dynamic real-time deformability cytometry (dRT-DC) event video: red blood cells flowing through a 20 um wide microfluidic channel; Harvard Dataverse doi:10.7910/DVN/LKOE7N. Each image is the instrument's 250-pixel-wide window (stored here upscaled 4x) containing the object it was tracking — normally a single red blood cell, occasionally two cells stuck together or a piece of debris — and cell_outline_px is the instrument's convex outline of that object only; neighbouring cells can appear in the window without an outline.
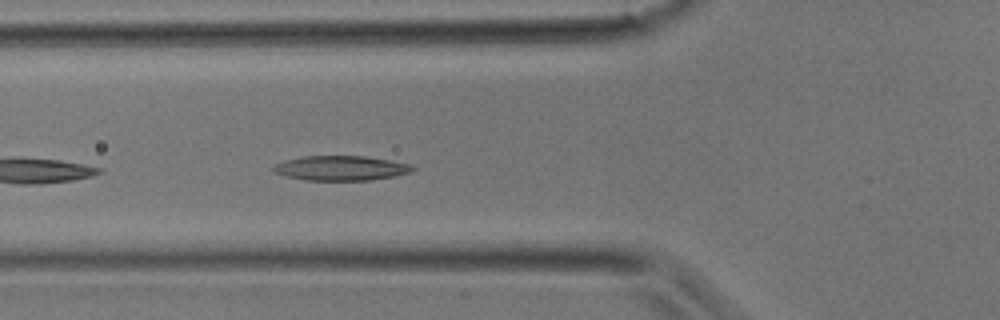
{"species": "common noctule bat (a hibernating species)", "species_latin": "Nyctalus noctula", "temperature_condition": "room temperature", "stored_images_in_passage": 20, "camera_frame_rate_fps": 3000, "um_per_image_px": 0.085, "animal": {"sex": "male", "body_mass_g": 17.9}, "frame": {"image": 1, "passage_image": 12, "time_ms": 3.667, "image_size_px": [1000, 320], "cell_outline_px": [[416, 168], [412, 172], [396, 176], [372, 180], [304, 180], [288, 176], [276, 172], [272, 168], [276, 164], [284, 160], [304, 156], [364, 156], [412, 164]], "centroid_in_image_um": [29.04, 14.29], "position_along_channel_um": 96.8, "area_um2": 20.0}}
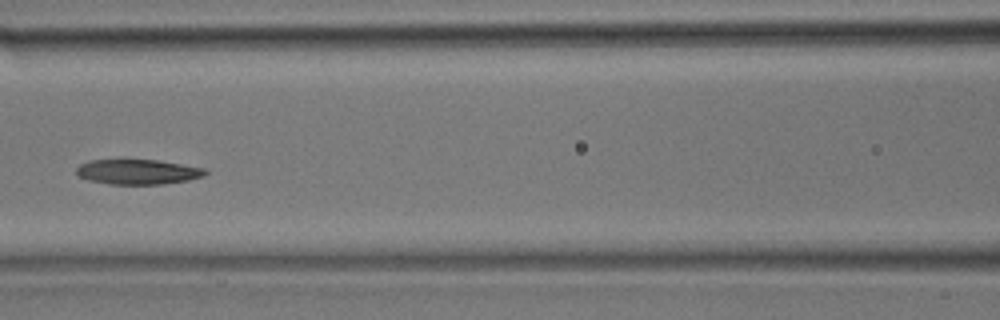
{"frame": {"image": 2, "passage_image": 15, "time_ms": 4.667, "image_size_px": [1000, 320], "cell_outline_px": [[208, 172], [204, 176], [188, 180], [164, 184], [108, 184], [88, 180], [76, 176], [76, 168], [80, 164], [88, 160], [120, 156], [124, 156], [160, 160], [204, 168]], "centroid_in_image_um": [11.62, 14.54], "position_along_channel_um": 155.0, "area_um2": 20.0}}
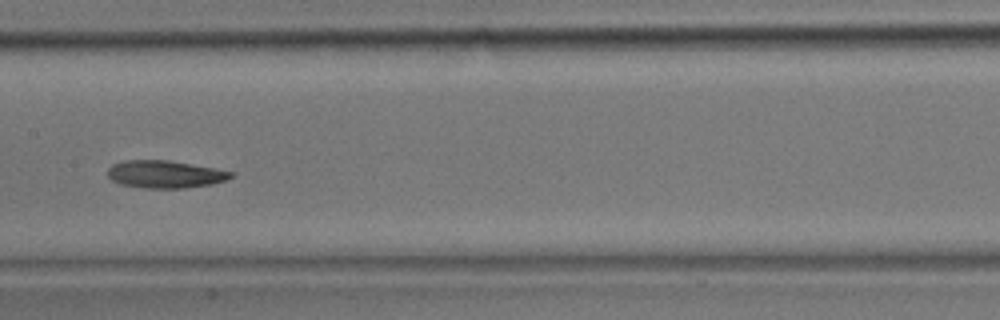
{"frame": {"image": 3, "passage_image": 17, "time_ms": 5.333, "image_size_px": [1000, 320], "cell_outline_px": [[236, 176], [212, 184], [184, 188], [144, 188], [120, 184], [112, 180], [108, 176], [108, 168], [112, 164], [124, 160], [168, 160], [212, 168], [232, 172]], "centroid_in_image_um": [13.99, 14.81], "position_along_channel_um": 193.4, "area_um2": 19.65}}